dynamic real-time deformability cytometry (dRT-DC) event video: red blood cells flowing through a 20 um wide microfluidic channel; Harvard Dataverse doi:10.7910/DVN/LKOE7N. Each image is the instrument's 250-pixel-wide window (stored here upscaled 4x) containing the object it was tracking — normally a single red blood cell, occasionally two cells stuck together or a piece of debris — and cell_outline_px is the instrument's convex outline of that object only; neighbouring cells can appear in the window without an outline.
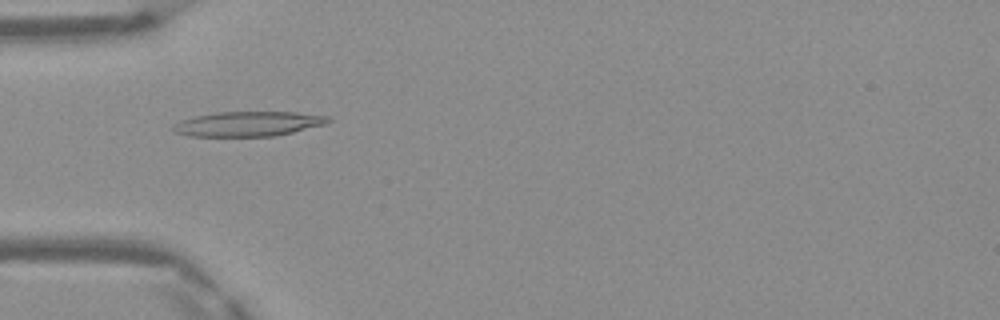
{"species": "Egyptian fruit bat (a non-hibernating species)", "species_latin": "Rousettus aegyptiacus", "temperature_condition": "warm", "stored_images_in_passage": 48, "camera_frame_rate_fps": 3000, "um_per_image_px": 0.085, "frame": {"image": 1, "passage_image": 15, "time_ms": 4.667, "image_size_px": [1000, 320], "cell_outline_px": [[332, 120], [324, 124], [276, 136], [188, 136], [172, 132], [172, 128], [180, 120], [196, 116], [216, 112], [296, 112], [328, 116]], "centroid_in_image_um": [21.07, 10.53], "position_along_channel_um": 63.9, "area_um2": 22.31}}
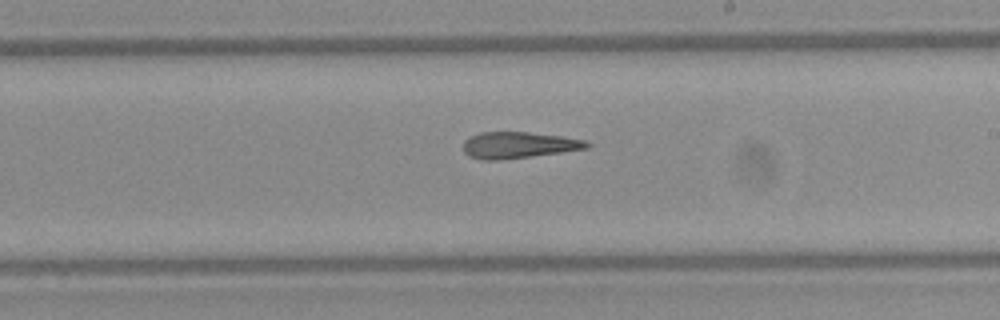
{"frame": {"image": 2, "passage_image": 28, "time_ms": 9.0, "image_size_px": [1000, 320], "cell_outline_px": [[592, 144], [588, 148], [560, 152], [500, 160], [480, 160], [468, 156], [464, 152], [464, 140], [480, 132], [528, 132], [564, 136], [588, 140]], "centroid_in_image_um": [44.1, 12.33], "position_along_channel_um": 244.9, "area_um2": 19.07}}
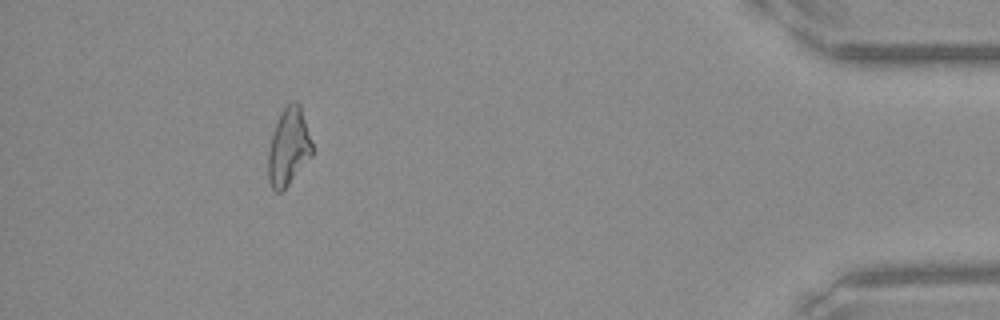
{"frame": {"image": 3, "passage_image": 44, "time_ms": 14.333, "image_size_px": [1000, 320], "cell_outline_px": [[312, 156], [288, 184], [280, 192], [276, 192], [272, 188], [268, 180], [268, 152], [272, 132], [280, 112], [292, 100], [296, 100], [300, 104], [312, 144]], "centroid_in_image_um": [24.51, 12.46], "position_along_channel_um": 410.7, "area_um2": 19.77}, "authors_computed_cell_mechanics": {"area_um2": 20.2878, "velocity_mm_per_s": 4.1806, "shape_relaxation_time_tau1_ms": null, "shape_relaxation_time_tau2_ms": 6.2418, "deformation_change_tau1": null, "deformation_change_tau2": 0.2244}}